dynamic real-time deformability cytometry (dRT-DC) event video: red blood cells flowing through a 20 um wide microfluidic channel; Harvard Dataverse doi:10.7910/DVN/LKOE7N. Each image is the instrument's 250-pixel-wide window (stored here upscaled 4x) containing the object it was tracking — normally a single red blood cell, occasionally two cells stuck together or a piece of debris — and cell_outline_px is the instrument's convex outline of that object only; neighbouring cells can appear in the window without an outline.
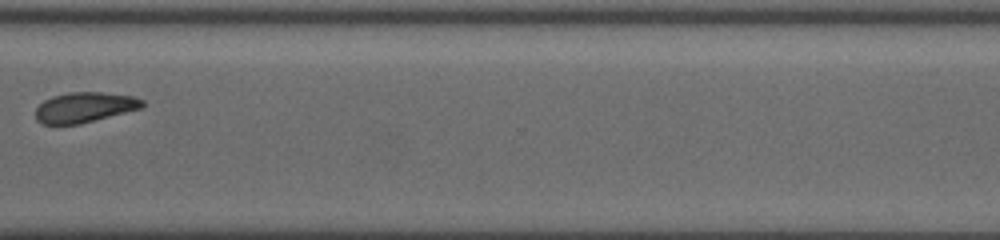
{"species": "common noctule bat (a hibernating species)", "species_latin": "Nyctalus noctula", "temperature_condition": "cold", "stored_images_in_passage": 23, "camera_frame_rate_fps": 3000, "um_per_image_px": 0.085, "animal": {"sex": "female", "body_mass_g": 19.5, "forearm_length_mm": 54.1}, "frame": {"image": 1, "passage_image": 17, "time_ms": 13.667, "image_size_px": [1000, 240], "cell_outline_px": [[144, 108], [80, 124], [44, 124], [36, 120], [36, 108], [44, 100], [52, 96], [68, 92], [104, 92], [136, 96], [144, 100]], "centroid_in_image_um": [7.24, 9.11], "position_along_channel_um": 363.4, "area_um2": 19.07}, "authors_computed_cell_mechanics": {"area_um2": 18.9584, "velocity_mm_per_s": 3.94, "shape_relaxation_time_tau1_ms": 4.6069, "shape_relaxation_time_tau2_ms": null, "deformation_change_tau1": 0.079, "deformation_change_tau2": null}}